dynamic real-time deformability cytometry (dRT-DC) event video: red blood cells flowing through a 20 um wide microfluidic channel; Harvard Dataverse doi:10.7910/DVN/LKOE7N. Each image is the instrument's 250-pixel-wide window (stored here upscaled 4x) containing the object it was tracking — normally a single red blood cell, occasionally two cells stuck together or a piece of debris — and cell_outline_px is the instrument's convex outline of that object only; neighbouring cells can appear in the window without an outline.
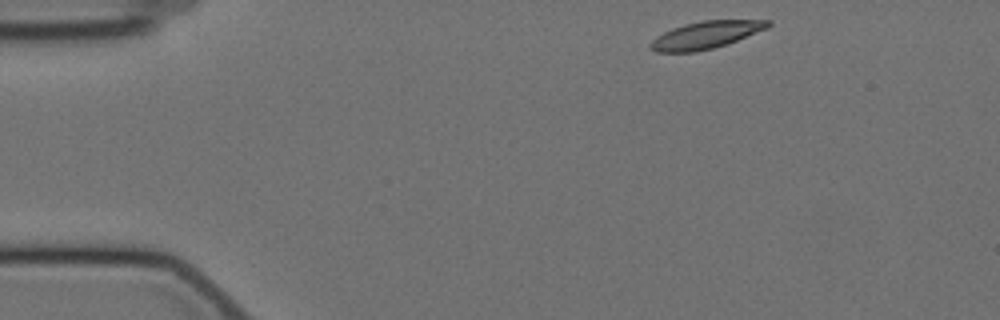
{"species": "Egyptian fruit bat (a non-hibernating species)", "species_latin": "Rousettus aegyptiacus", "temperature_condition": "cold", "stored_images_in_passage": 50, "camera_frame_rate_fps": 3000, "um_per_image_px": 0.085, "animal": {"sex": "female"}, "frame": {"image": 1, "passage_image": 1, "time_ms": 0.0, "image_size_px": [1000, 320], "cell_outline_px": [[772, 24], [768, 28], [728, 44], [696, 52], [656, 52], [648, 48], [648, 44], [656, 36], [672, 28], [684, 24], [700, 20], [772, 20]], "centroid_in_image_um": [59.98, 2.97], "position_along_channel_um": 25.0, "area_um2": 18.96}}
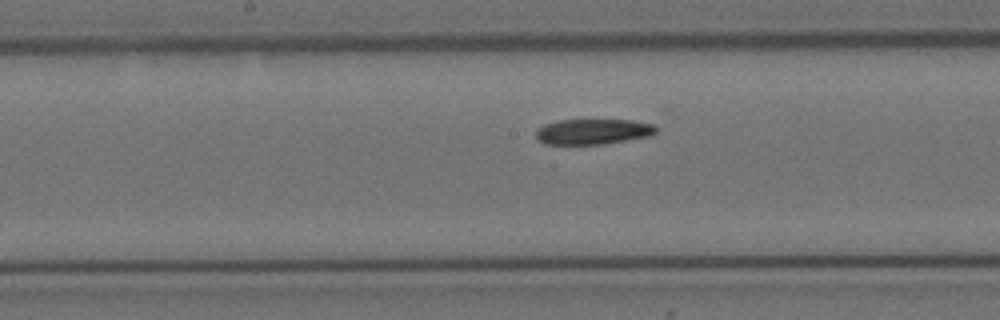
{"frame": {"image": 2, "passage_image": 22, "time_ms": 7.0, "image_size_px": [1000, 320], "cell_outline_px": [[660, 128], [652, 136], [604, 144], [544, 144], [536, 140], [536, 128], [544, 124], [560, 120], [632, 120], [656, 124]], "centroid_in_image_um": [50.44, 11.19], "position_along_channel_um": 197.8, "area_um2": 18.21}}
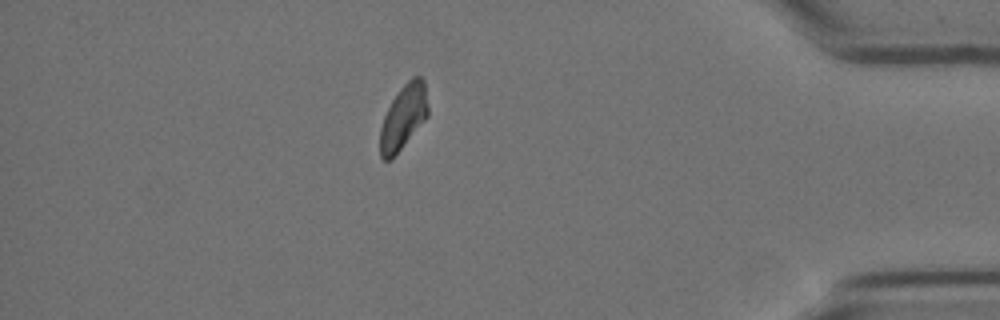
{"frame": {"image": 3, "passage_image": 43, "time_ms": 14.0, "image_size_px": [1000, 320], "cell_outline_px": [[428, 116], [392, 160], [384, 160], [380, 156], [380, 128], [384, 116], [392, 100], [400, 88], [412, 76], [420, 76], [424, 80], [428, 104]], "centroid_in_image_um": [34.29, 9.96], "position_along_channel_um": 400.9, "area_um2": 18.09}, "authors_computed_cell_mechanics": {"area_um2": 18.785, "velocity_mm_per_s": 3.4759, "shape_relaxation_time_tau1_ms": 9.2092, "shape_relaxation_time_tau2_ms": null, "deformation_change_tau1": 0.1889, "deformation_change_tau2": null}}